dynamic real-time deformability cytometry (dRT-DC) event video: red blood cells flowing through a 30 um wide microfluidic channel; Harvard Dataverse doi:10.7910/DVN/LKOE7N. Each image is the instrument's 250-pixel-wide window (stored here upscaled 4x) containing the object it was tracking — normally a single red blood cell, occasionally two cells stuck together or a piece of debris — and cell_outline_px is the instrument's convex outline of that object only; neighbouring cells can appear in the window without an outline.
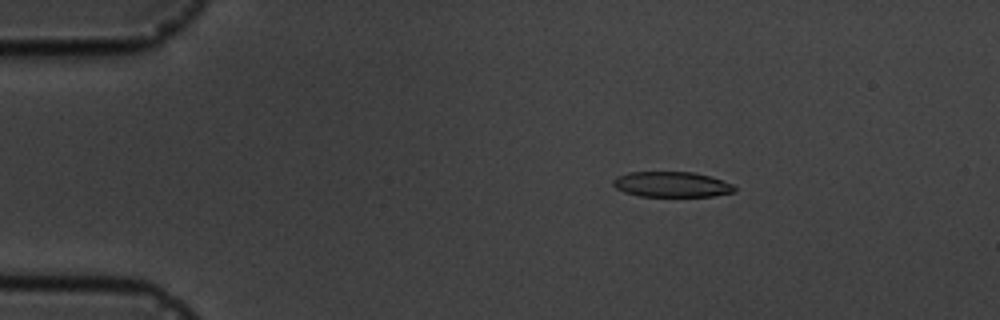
{"species": "common noctule bat (a hibernating species)", "species_latin": "Nyctalus noctula", "temperature_condition": "cold", "stored_images_in_passage": 5, "camera_frame_rate_fps": 3000, "um_per_image_px": 0.085, "animal": {"sex": "male", "body_mass_g": 19.5, "forearm_length_mm": 54.6}, "frame": {"image": 1, "passage_image": 3, "time_ms": 2.333, "image_size_px": [1000, 320], "cell_outline_px": [[736, 192], [712, 196], [640, 196], [624, 192], [616, 188], [612, 184], [612, 180], [616, 176], [628, 172], [692, 172], [708, 176], [732, 184], [736, 188]], "centroid_in_image_um": [57.05, 15.67], "position_along_channel_um": 27.9, "area_um2": 17.92}}